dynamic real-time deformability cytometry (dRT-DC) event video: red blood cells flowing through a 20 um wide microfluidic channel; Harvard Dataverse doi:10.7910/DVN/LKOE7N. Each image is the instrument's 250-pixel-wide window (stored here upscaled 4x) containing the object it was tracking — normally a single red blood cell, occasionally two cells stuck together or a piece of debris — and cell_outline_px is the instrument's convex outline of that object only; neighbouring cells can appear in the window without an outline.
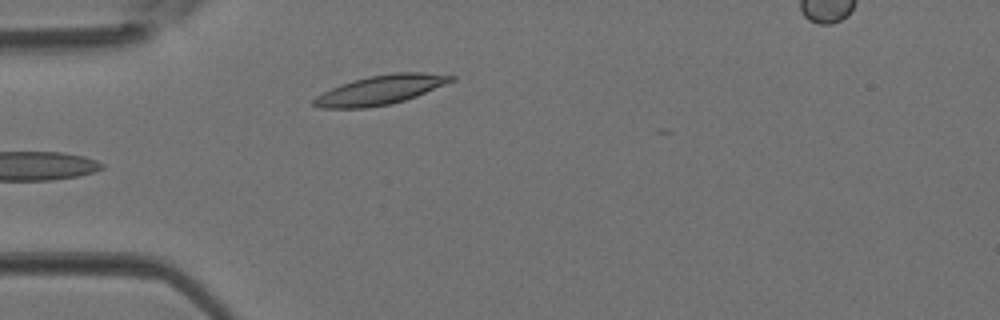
{"species": "Egyptian fruit bat (a non-hibernating species)", "species_latin": "Rousettus aegyptiacus", "temperature_condition": "room temperature", "stored_images_in_passage": 4, "camera_frame_rate_fps": 3000, "um_per_image_px": 0.085, "animal": {"sex": "female"}, "frame": {"image": 1, "passage_image": 4, "time_ms": 1.0, "image_size_px": [1000, 320], "cell_outline_px": [[456, 80], [416, 96], [404, 100], [388, 104], [364, 108], [320, 108], [312, 104], [312, 100], [316, 96], [332, 88], [352, 80], [368, 76], [396, 72], [424, 72], [456, 76]], "centroid_in_image_um": [32.35, 7.63], "position_along_channel_um": 52.6, "area_um2": 23.29}}